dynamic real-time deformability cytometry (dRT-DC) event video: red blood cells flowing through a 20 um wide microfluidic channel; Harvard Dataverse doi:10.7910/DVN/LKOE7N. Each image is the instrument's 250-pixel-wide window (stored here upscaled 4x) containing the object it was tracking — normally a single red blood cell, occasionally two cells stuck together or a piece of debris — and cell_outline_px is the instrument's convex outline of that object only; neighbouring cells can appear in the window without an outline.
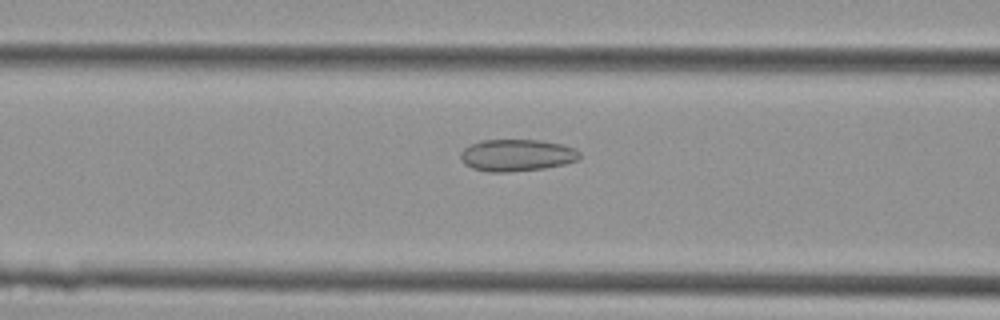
{"species": "Egyptian fruit bat (a non-hibernating species)", "species_latin": "Rousettus aegyptiacus", "temperature_condition": "cold", "stored_images_in_passage": 44, "camera_frame_rate_fps": 3000, "um_per_image_px": 0.085, "animal": {"sex": "female"}, "frame": {"image": 1, "passage_image": 18, "time_ms": 5.667, "image_size_px": [1000, 320], "cell_outline_px": [[580, 160], [564, 164], [544, 168], [508, 172], [488, 172], [472, 168], [464, 164], [460, 160], [460, 152], [464, 148], [480, 140], [540, 140], [564, 144], [576, 148], [580, 152]], "centroid_in_image_um": [43.94, 13.19], "position_along_channel_um": 122.7, "area_um2": 22.43}}
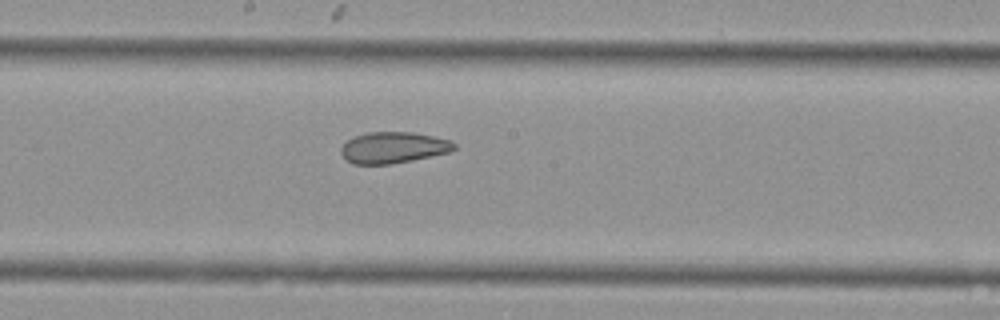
{"frame": {"image": 2, "passage_image": 24, "time_ms": 7.667, "image_size_px": [1000, 320], "cell_outline_px": [[456, 148], [448, 152], [412, 160], [392, 164], [352, 164], [340, 152], [340, 148], [348, 140], [356, 136], [368, 132], [412, 132], [452, 140], [456, 144]], "centroid_in_image_um": [33.44, 12.54], "position_along_channel_um": 214.8, "area_um2": 20.46}}
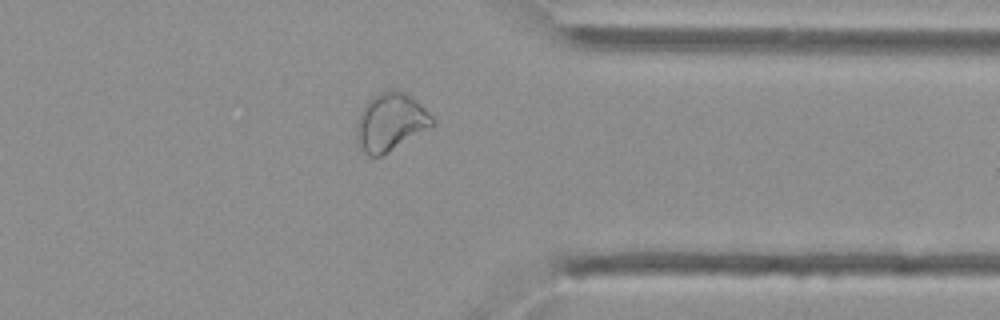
{"frame": {"image": 3, "passage_image": 35, "time_ms": 11.333, "image_size_px": [1000, 320], "cell_outline_px": [[436, 124], [432, 128], [388, 152], [380, 156], [368, 156], [360, 152], [356, 144], [356, 124], [360, 112], [364, 104], [372, 96], [388, 88], [400, 88], [412, 96], [436, 120]], "centroid_in_image_um": [33.19, 10.36], "position_along_channel_um": 378.2, "area_um2": 26.47}}